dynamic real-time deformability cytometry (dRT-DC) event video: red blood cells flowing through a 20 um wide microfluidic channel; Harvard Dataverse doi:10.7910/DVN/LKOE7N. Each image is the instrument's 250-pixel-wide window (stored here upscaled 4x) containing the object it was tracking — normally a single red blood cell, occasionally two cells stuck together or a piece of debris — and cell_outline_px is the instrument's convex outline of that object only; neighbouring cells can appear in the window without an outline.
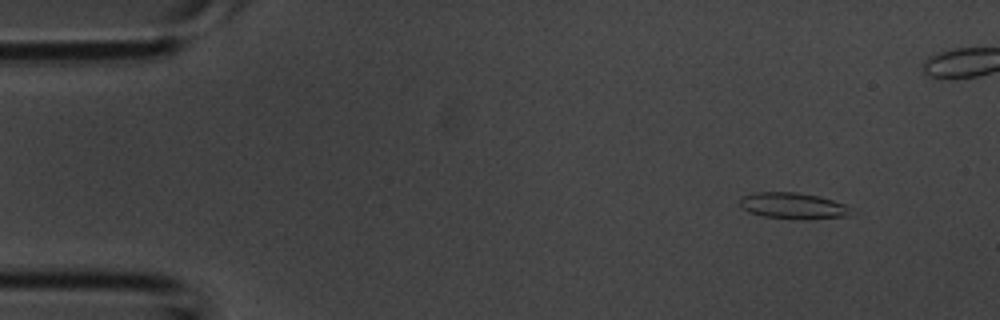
{"species": "common noctule bat (a hibernating species)", "species_latin": "Nyctalus noctula", "temperature_condition": "room temperature", "stored_images_in_passage": 5, "camera_frame_rate_fps": 3000, "um_per_image_px": 0.085, "animal": {"sex": "male", "body_mass_g": 20.1, "forearm_length_mm": 53.5}, "frame": {"image": 1, "passage_image": 1, "time_ms": 0.0, "image_size_px": [1000, 320], "cell_outline_px": [[856, 212], [848, 216], [796, 220], [764, 216], [748, 212], [740, 204], [740, 196], [752, 192], [796, 192], [820, 196], [844, 204]], "centroid_in_image_um": [67.42, 17.49], "position_along_channel_um": 17.6, "area_um2": 17.22}}